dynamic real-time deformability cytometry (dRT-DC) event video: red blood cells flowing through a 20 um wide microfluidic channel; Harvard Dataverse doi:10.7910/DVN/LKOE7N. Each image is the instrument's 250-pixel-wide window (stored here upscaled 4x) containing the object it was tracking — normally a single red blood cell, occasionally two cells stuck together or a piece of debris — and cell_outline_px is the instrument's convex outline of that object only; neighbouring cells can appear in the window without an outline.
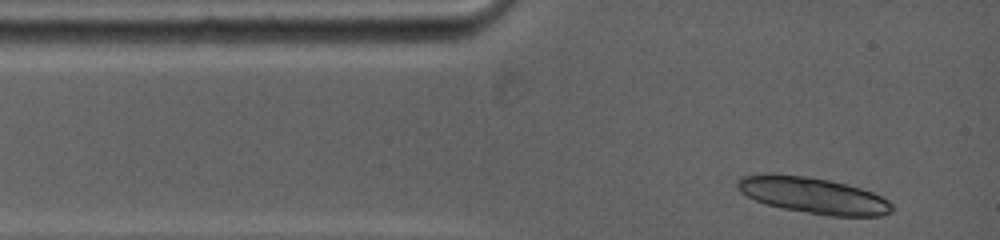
{"species": "common noctule bat (a hibernating species)", "species_latin": "Nyctalus noctula", "temperature_condition": "warm", "stored_images_in_passage": 1, "camera_frame_rate_fps": 5000, "um_per_image_px": 0.085, "animal": {"sex": "female", "body_mass_g": 19.0, "forearm_length_mm": 53.3}, "frame": {"image": 1, "passage_image": 1, "time_ms": 0.0, "image_size_px": [1000, 240], "cell_outline_px": [[892, 212], [880, 216], [828, 216], [784, 208], [764, 204], [740, 192], [736, 188], [736, 184], [740, 176], [772, 172], [808, 176], [828, 180], [860, 188], [872, 192], [888, 200], [892, 204]], "centroid_in_image_um": [69.07, 16.59], "position_along_channel_um": 15.9, "area_um2": 32.77}}